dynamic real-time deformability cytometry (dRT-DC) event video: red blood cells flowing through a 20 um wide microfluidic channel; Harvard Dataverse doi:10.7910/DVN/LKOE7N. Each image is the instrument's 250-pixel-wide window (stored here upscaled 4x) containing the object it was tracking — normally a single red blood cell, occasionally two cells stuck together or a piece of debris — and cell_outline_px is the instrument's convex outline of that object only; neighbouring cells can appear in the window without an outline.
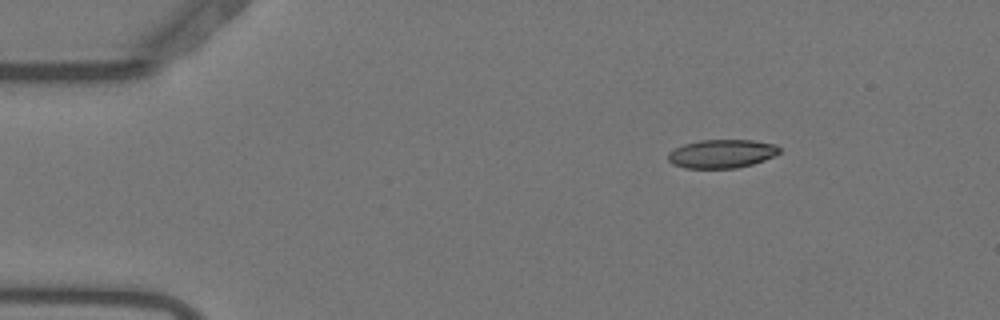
{"species": "Egyptian fruit bat (a non-hibernating species)", "species_latin": "Rousettus aegyptiacus", "temperature_condition": "warm", "stored_images_in_passage": 51, "camera_frame_rate_fps": 3000, "um_per_image_px": 0.085, "animal": {"sex": "female"}, "frame": {"image": 1, "passage_image": 4, "time_ms": 1.0, "image_size_px": [1000, 320], "cell_outline_px": [[780, 152], [776, 156], [752, 164], [736, 168], [684, 168], [672, 164], [668, 160], [668, 152], [684, 144], [700, 140], [752, 140], [776, 144], [780, 148]], "centroid_in_image_um": [61.36, 13.07], "position_along_channel_um": 23.6, "area_um2": 18.61}}
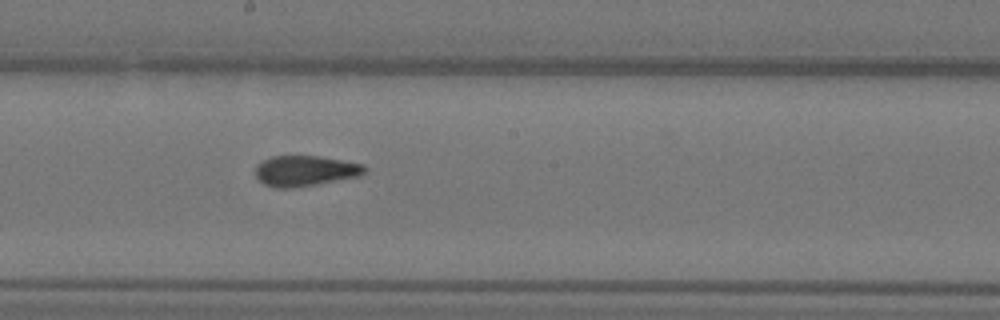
{"frame": {"image": 2, "passage_image": 26, "time_ms": 8.333, "image_size_px": [1000, 320], "cell_outline_px": [[368, 168], [360, 176], [316, 184], [292, 188], [276, 188], [264, 184], [256, 176], [256, 164], [272, 156], [320, 156], [364, 164]], "centroid_in_image_um": [25.95, 14.52], "position_along_channel_um": 222.2, "area_um2": 19.42}}
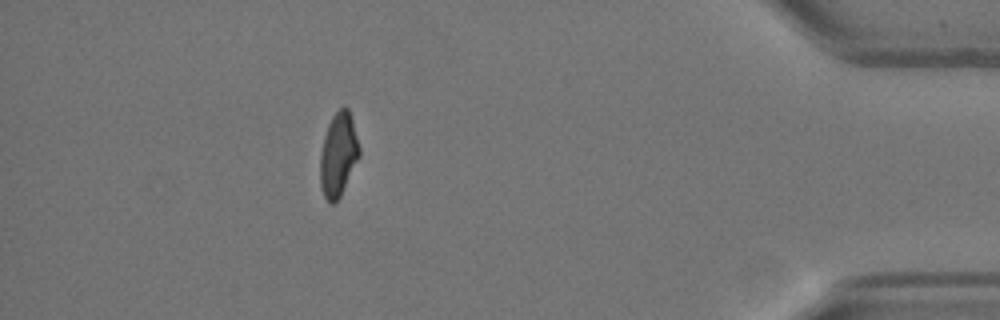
{"frame": {"image": 3, "passage_image": 45, "time_ms": 14.667, "image_size_px": [1000, 320], "cell_outline_px": [[360, 156], [336, 204], [328, 204], [324, 196], [320, 184], [320, 152], [324, 136], [328, 124], [332, 116], [340, 108], [348, 108], [352, 120], [360, 148]], "centroid_in_image_um": [28.74, 13.18], "position_along_channel_um": 406.5, "area_um2": 19.13}, "authors_computed_cell_mechanics": {"area_um2": 19.5942, "velocity_mm_per_s": 3.7107, "shape_relaxation_time_tau1_ms": null, "shape_relaxation_time_tau2_ms": 1.5188, "deformation_change_tau1": null, "deformation_change_tau2": 0.0741}}